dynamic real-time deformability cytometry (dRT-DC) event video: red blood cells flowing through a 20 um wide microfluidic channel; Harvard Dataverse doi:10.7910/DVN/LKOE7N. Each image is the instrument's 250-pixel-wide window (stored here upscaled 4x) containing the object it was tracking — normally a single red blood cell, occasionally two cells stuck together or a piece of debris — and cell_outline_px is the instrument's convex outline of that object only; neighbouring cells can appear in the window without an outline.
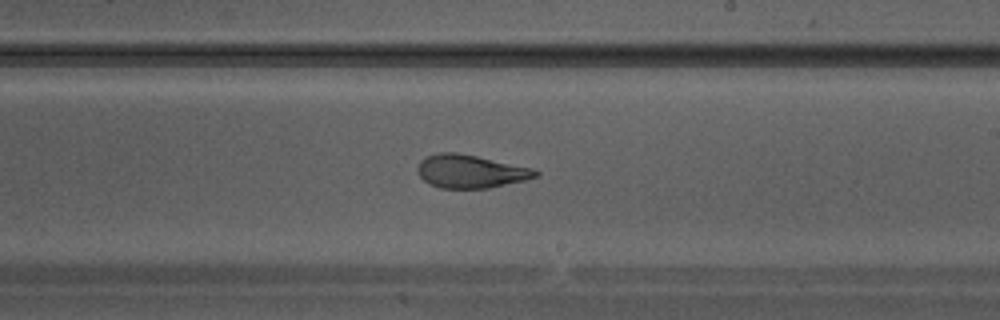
{"species": "Egyptian fruit bat (a non-hibernating species)", "species_latin": "Rousettus aegyptiacus", "temperature_condition": "warm", "stored_images_in_passage": 36, "camera_frame_rate_fps": 3000, "um_per_image_px": 0.085, "animal": {"sex": "male"}, "frame": {"image": 1, "passage_image": 21, "time_ms": 6.667, "image_size_px": [1000, 320], "cell_outline_px": [[540, 176], [524, 180], [488, 188], [440, 188], [428, 184], [416, 172], [416, 168], [420, 160], [428, 156], [440, 152], [456, 152], [476, 156], [532, 168], [540, 172]], "centroid_in_image_um": [39.96, 14.57], "position_along_channel_um": 249.0, "area_um2": 22.77}}